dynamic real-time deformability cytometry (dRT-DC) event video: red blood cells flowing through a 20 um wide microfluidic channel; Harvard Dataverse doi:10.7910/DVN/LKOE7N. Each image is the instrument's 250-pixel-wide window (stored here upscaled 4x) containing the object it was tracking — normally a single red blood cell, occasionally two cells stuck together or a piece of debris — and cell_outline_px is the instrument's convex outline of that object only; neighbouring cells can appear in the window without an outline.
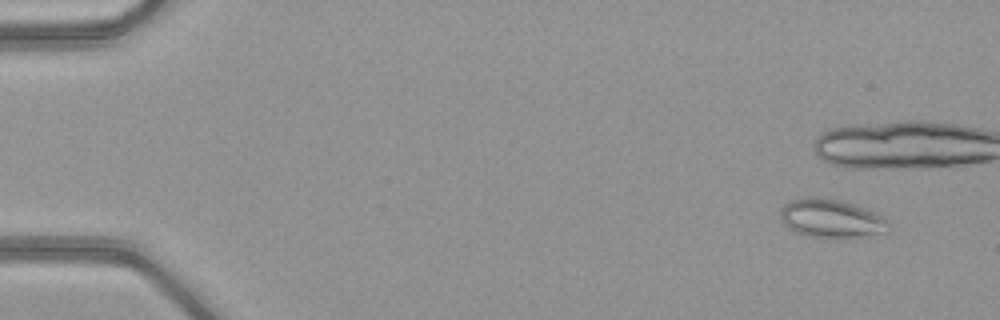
{"species": "common noctule bat (a hibernating species)", "species_latin": "Nyctalus noctula", "temperature_condition": "warm", "stored_images_in_passage": 12, "camera_frame_rate_fps": 3000, "um_per_image_px": 0.085, "animal": {"sex": "female", "body_mass_g": 21.9}, "frame": {"image": 1, "passage_image": 4, "time_ms": 1.0, "image_size_px": [1000, 320], "cell_outline_px": [[888, 232], [860, 236], [808, 236], [796, 232], [788, 228], [784, 224], [780, 216], [780, 208], [784, 204], [792, 200], [804, 196], [816, 196], [840, 200], [876, 212], [888, 224]], "centroid_in_image_um": [70.59, 18.53], "position_along_channel_um": 14.4, "area_um2": 23.87}}